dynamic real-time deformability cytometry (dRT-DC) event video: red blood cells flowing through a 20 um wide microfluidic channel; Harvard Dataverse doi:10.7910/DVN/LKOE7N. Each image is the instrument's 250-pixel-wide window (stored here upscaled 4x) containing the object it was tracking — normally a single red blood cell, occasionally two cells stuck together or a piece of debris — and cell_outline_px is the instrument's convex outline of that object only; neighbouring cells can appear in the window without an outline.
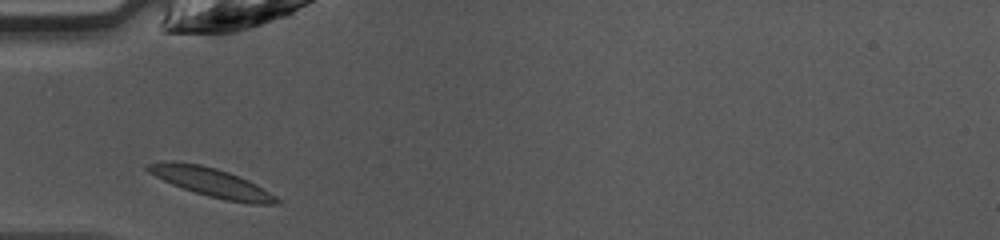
{"species": "common noctule bat (a hibernating species)", "species_latin": "Nyctalus noctula", "temperature_condition": "warm", "stored_images_in_passage": 25, "camera_frame_rate_fps": 3000, "um_per_image_px": 0.085, "animal": {"sex": "female", "body_mass_g": 10.0, "forearm_length_mm": 53.1}, "frame": {"image": 1, "passage_image": 1, "time_ms": 0.0, "image_size_px": [1000, 240], "cell_outline_px": [[280, 204], [252, 204], [224, 200], [208, 196], [172, 184], [148, 172], [144, 168], [144, 164], [160, 160], [164, 160], [200, 164], [216, 168], [228, 172], [248, 180], [256, 184], [276, 196], [280, 200]], "centroid_in_image_um": [17.94, 15.48], "position_along_channel_um": 67.1, "area_um2": 21.68}}
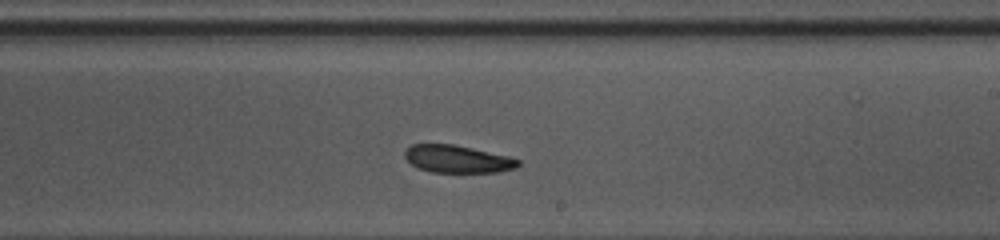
{"frame": {"image": 2, "passage_image": 14, "time_ms": 4.333, "image_size_px": [1000, 240], "cell_outline_px": [[520, 164], [516, 168], [496, 172], [432, 172], [416, 168], [404, 156], [404, 152], [412, 144], [452, 144], [472, 148], [508, 156], [520, 160]], "centroid_in_image_um": [38.88, 13.52], "position_along_channel_um": 250.1, "area_um2": 18.09}}
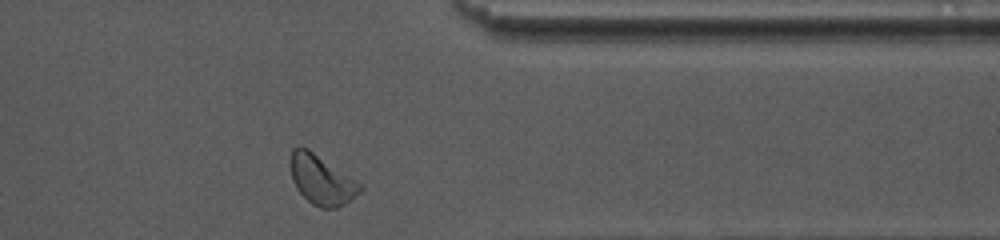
{"frame": {"image": 3, "passage_image": 24, "time_ms": 7.667, "image_size_px": [1000, 240], "cell_outline_px": [[364, 188], [360, 192], [344, 204], [336, 208], [320, 208], [312, 204], [296, 188], [292, 180], [288, 164], [288, 160], [292, 148], [296, 144], [300, 144], [308, 148], [360, 184]], "centroid_in_image_um": [27.24, 15.24], "position_along_channel_um": 384.2, "area_um2": 20.17}, "authors_computed_cell_mechanics": {"area_um2": 19.2474, "velocity_mm_per_s": 4.2267, "shape_relaxation_time_tau1_ms": 5.5659, "shape_relaxation_time_tau2_ms": 6.9046, "deformation_change_tau1": 0.1303, "deformation_change_tau2": 0.1538}}